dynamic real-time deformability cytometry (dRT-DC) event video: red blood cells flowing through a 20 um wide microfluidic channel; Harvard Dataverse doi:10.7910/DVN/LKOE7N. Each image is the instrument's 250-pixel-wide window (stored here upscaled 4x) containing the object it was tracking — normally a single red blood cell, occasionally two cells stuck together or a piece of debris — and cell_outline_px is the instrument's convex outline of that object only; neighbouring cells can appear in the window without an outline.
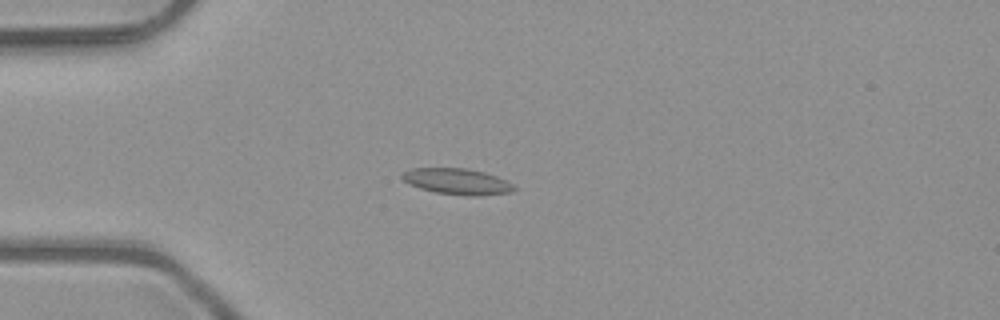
{"species": "common noctule bat (a hibernating species)", "species_latin": "Nyctalus noctula", "temperature_condition": "room temperature", "stored_images_in_passage": 6, "camera_frame_rate_fps": 3000, "um_per_image_px": 0.085, "animal": {"sex": "male", "body_mass_g": 23.1, "forearm_length_mm": 52.7}, "frame": {"image": 1, "passage_image": 4, "time_ms": 1.0, "image_size_px": [1000, 320], "cell_outline_px": [[516, 188], [512, 192], [480, 196], [468, 196], [436, 192], [420, 188], [408, 184], [400, 176], [404, 172], [412, 168], [464, 168], [484, 172], [496, 176], [512, 184]], "centroid_in_image_um": [38.85, 15.43], "position_along_channel_um": 46.1, "area_um2": 16.88}}
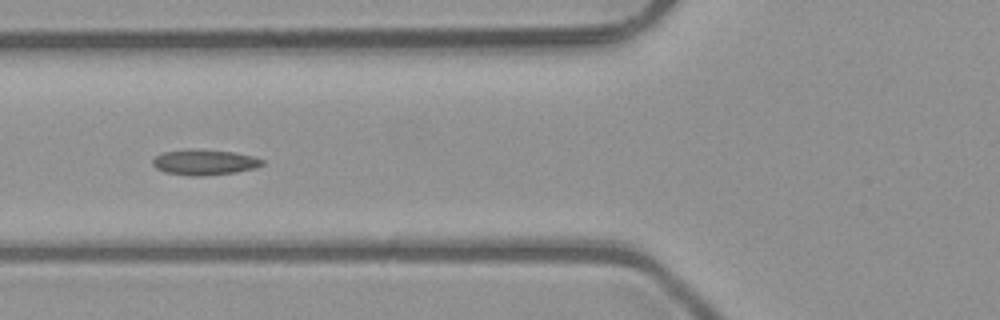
{"frame": {"image": 2, "passage_image": 6, "time_ms": 1.667, "image_size_px": [1000, 320], "cell_outline_px": [[264, 164], [256, 168], [236, 172], [204, 176], [192, 176], [164, 172], [156, 168], [152, 164], [152, 160], [156, 156], [164, 152], [232, 152], [252, 156], [264, 160]], "centroid_in_image_um": [17.42, 13.85], "position_along_channel_um": 108.4, "area_um2": 15.37}}